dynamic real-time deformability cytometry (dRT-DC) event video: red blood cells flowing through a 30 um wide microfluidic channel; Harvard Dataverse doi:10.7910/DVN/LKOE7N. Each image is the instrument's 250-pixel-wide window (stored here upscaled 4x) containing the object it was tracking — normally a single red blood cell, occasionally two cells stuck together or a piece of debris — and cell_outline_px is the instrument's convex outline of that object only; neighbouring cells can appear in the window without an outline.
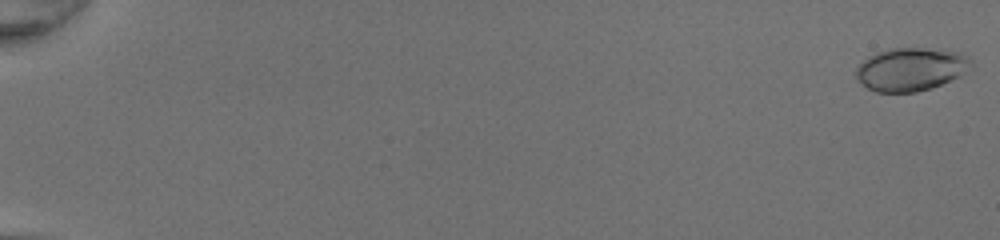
{"species": "common noctule bat (a hibernating species)", "species_latin": "Nyctalus noctula", "temperature_condition": "room temperature", "stored_images_in_passage": 51, "camera_frame_rate_fps": 3000, "um_per_image_px": 0.085, "animal": {"sex": "female", "body_mass_g": 20.0, "forearm_length_mm": 54.0}, "frame": {"image": 1, "passage_image": 1, "time_ms": 0.0, "image_size_px": [1000, 240], "cell_outline_px": [[972, 64], [960, 76], [940, 84], [916, 92], [876, 92], [868, 88], [856, 76], [856, 68], [868, 56], [876, 52], [892, 48], [920, 48], [960, 52], [968, 56], [972, 60]], "centroid_in_image_um": [77.42, 5.87], "position_along_channel_um": 7.6, "area_um2": 28.55}}
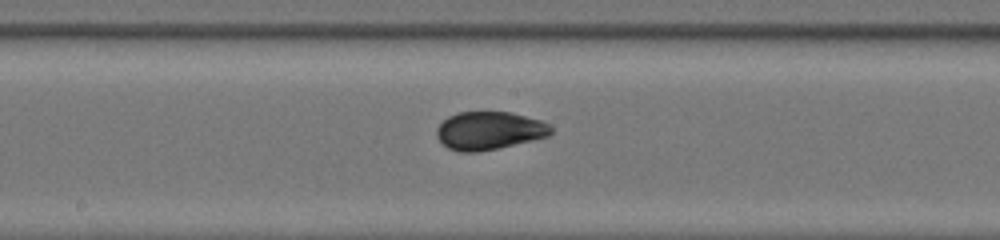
{"frame": {"image": 2, "passage_image": 30, "time_ms": 9.667, "image_size_px": [1000, 240], "cell_outline_px": [[552, 132], [548, 136], [500, 148], [476, 152], [460, 152], [448, 148], [436, 136], [436, 128], [448, 116], [456, 112], [512, 112], [540, 120], [548, 124], [552, 128]], "centroid_in_image_um": [41.57, 11.1], "position_along_channel_um": 206.6, "area_um2": 25.37}}
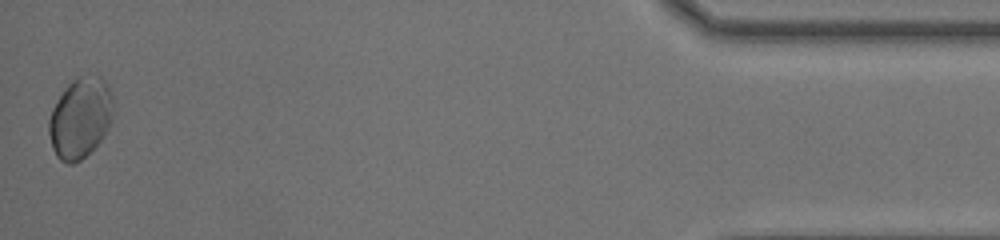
{"frame": {"image": 3, "passage_image": 51, "time_ms": 16.667, "image_size_px": [1000, 240], "cell_outline_px": [[112, 120], [104, 136], [80, 160], [72, 164], [68, 164], [60, 160], [56, 156], [52, 148], [48, 132], [48, 120], [60, 96], [68, 84], [72, 80], [88, 72], [100, 76], [108, 84], [112, 92]], "centroid_in_image_um": [6.83, 9.99], "position_along_channel_um": 428.4, "area_um2": 30.23}, "authors_computed_cell_mechanics": {"area_um2": 25.4898, "velocity_mm_per_s": 4.2636, "shape_relaxation_time_tau1_ms": 3.5728, "shape_relaxation_time_tau2_ms": 0.7019, "deformation_change_tau1": 0.1339, "deformation_change_tau2": 0.0375}}